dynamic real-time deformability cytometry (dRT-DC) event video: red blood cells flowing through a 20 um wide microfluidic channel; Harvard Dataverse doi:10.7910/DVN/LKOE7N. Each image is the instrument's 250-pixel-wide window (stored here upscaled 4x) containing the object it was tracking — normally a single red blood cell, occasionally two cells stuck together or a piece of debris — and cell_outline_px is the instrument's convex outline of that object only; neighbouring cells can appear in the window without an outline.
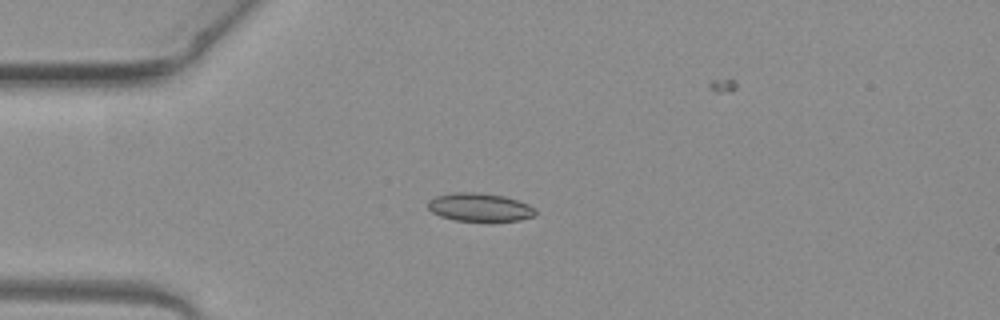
{"species": "common noctule bat (a hibernating species)", "species_latin": "Nyctalus noctula", "temperature_condition": "warm", "stored_images_in_passage": 3, "camera_frame_rate_fps": 3000, "um_per_image_px": 0.085, "animal": {"sex": "female", "body_mass_g": 19.3, "forearm_length_mm": 54.1}, "frame": {"image": 1, "passage_image": 3, "time_ms": 0.667, "image_size_px": [1000, 320], "cell_outline_px": [[536, 212], [532, 216], [520, 220], [488, 224], [456, 220], [440, 216], [432, 212], [428, 208], [428, 200], [436, 196], [452, 192], [476, 192], [504, 196], [528, 204], [536, 208]], "centroid_in_image_um": [40.78, 17.66], "position_along_channel_um": 44.2, "area_um2": 18.38}}